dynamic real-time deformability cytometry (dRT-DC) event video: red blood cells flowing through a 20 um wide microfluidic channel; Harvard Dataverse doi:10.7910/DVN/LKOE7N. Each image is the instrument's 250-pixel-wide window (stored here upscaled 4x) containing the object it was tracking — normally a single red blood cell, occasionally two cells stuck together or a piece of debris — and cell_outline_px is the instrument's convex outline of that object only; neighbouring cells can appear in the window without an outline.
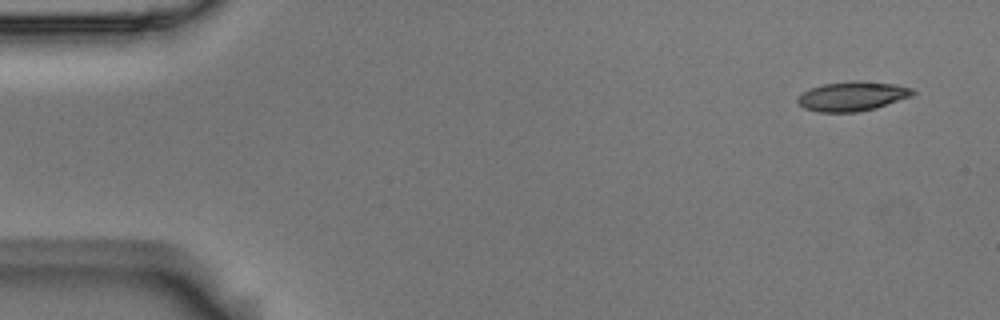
{"species": "Egyptian fruit bat (a non-hibernating species)", "species_latin": "Rousettus aegyptiacus", "temperature_condition": "room temperature", "stored_images_in_passage": 4, "camera_frame_rate_fps": 3000, "um_per_image_px": 0.085, "animal": {"sex": "male"}, "frame": {"image": 1, "passage_image": 1, "time_ms": 0.0, "image_size_px": [1000, 320], "cell_outline_px": [[916, 92], [912, 96], [876, 108], [856, 112], [820, 112], [804, 108], [796, 100], [808, 88], [824, 84], [852, 80], [856, 80], [896, 84], [912, 88]], "centroid_in_image_um": [72.47, 8.17], "position_along_channel_um": 12.5, "area_um2": 19.77}}
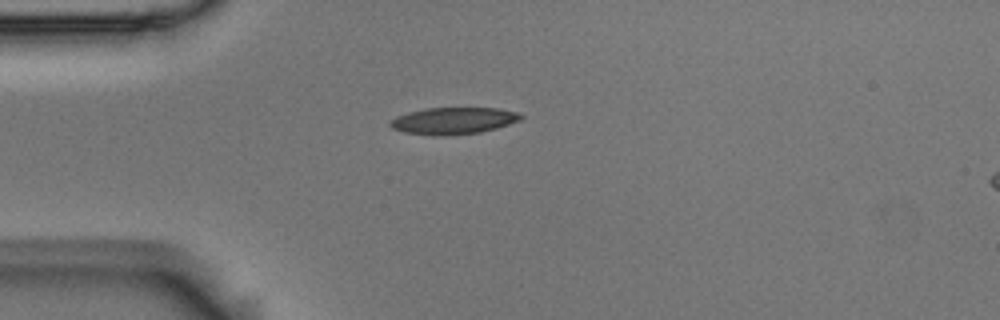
{"frame": {"image": 2, "passage_image": 4, "time_ms": 1.0, "image_size_px": [1000, 320], "cell_outline_px": [[524, 116], [520, 120], [496, 128], [480, 132], [448, 136], [432, 136], [404, 132], [392, 128], [388, 124], [388, 120], [396, 116], [408, 112], [424, 108], [496, 108], [520, 112]], "centroid_in_image_um": [38.5, 10.27], "position_along_channel_um": 46.5, "area_um2": 20.69}}